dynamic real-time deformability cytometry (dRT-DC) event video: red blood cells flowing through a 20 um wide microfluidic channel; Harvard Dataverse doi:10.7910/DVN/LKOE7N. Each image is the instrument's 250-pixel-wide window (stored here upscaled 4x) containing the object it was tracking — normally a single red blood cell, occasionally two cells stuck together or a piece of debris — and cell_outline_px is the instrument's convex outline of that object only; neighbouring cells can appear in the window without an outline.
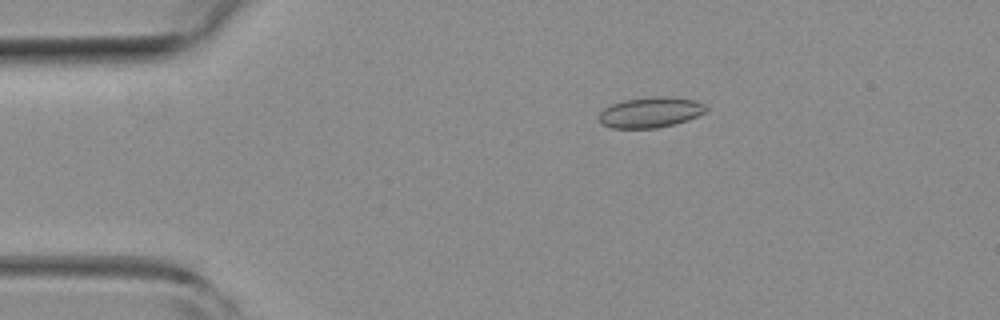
{"species": "common noctule bat (a hibernating species)", "species_latin": "Nyctalus noctula", "temperature_condition": "room temperature", "stored_images_in_passage": 8, "camera_frame_rate_fps": 3000, "um_per_image_px": 0.085, "animal": {"sex": "female", "body_mass_g": 19.3, "forearm_length_mm": 54.1}, "frame": {"image": 1, "passage_image": 3, "time_ms": 0.667, "image_size_px": [1000, 320], "cell_outline_px": [[708, 108], [704, 112], [688, 120], [656, 128], [612, 128], [600, 124], [600, 112], [604, 108], [612, 104], [624, 100], [652, 96], [664, 96], [692, 100], [704, 104]], "centroid_in_image_um": [55.26, 9.55], "position_along_channel_um": 29.7, "area_um2": 18.84}}
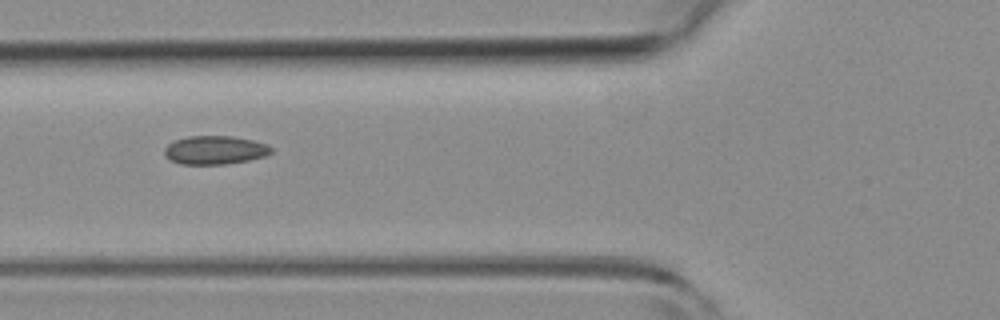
{"frame": {"image": 2, "passage_image": 6, "time_ms": 1.667, "image_size_px": [1000, 320], "cell_outline_px": [[272, 152], [264, 156], [248, 160], [224, 164], [180, 164], [164, 156], [164, 148], [172, 140], [188, 136], [232, 136], [252, 140], [268, 144], [272, 148]], "centroid_in_image_um": [18.24, 12.74], "position_along_channel_um": 107.6, "area_um2": 17.8}}
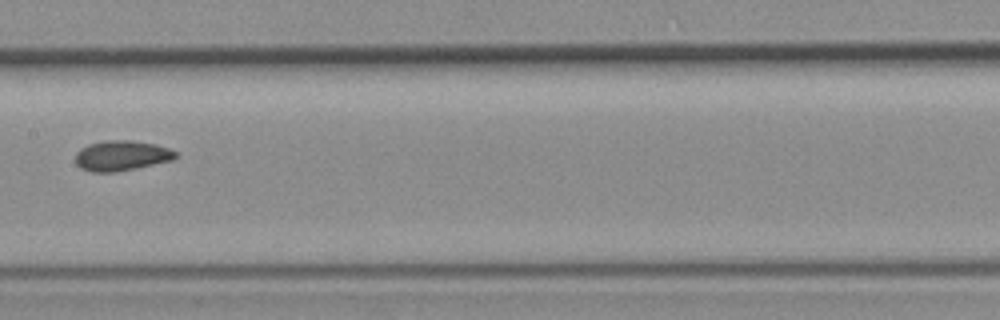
{"frame": {"image": 3, "passage_image": 8, "time_ms": 2.333, "image_size_px": [1000, 320], "cell_outline_px": [[180, 156], [172, 160], [136, 168], [116, 172], [92, 172], [80, 168], [76, 164], [76, 152], [80, 148], [88, 144], [104, 140], [132, 140], [156, 144], [180, 152]], "centroid_in_image_um": [10.36, 13.22], "position_along_channel_um": 197.0, "area_um2": 17.92}}